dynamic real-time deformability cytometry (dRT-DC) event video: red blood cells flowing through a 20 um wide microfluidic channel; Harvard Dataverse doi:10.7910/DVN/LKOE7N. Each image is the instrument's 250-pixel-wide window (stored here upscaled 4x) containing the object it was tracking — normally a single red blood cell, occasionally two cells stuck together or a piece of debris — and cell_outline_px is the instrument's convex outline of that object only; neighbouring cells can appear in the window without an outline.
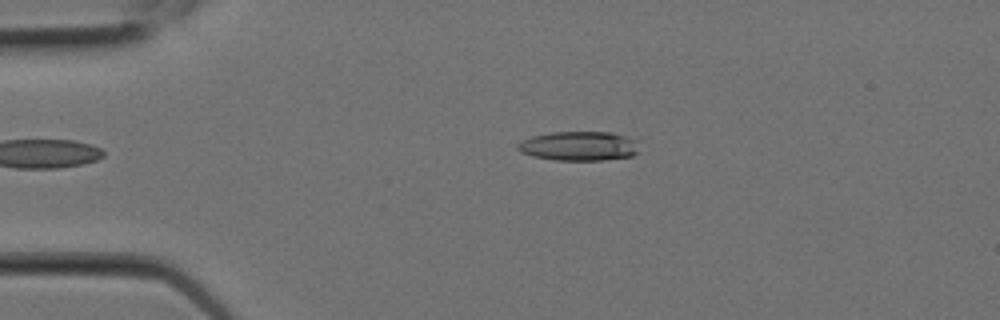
{"species": "Egyptian fruit bat (a non-hibernating species)", "species_latin": "Rousettus aegyptiacus", "temperature_condition": "room temperature", "stored_images_in_passage": 7, "camera_frame_rate_fps": 3000, "um_per_image_px": 0.085, "animal": {"sex": "female"}, "frame": {"image": 1, "passage_image": 3, "time_ms": 0.667, "image_size_px": [1000, 320], "cell_outline_px": [[640, 152], [632, 156], [604, 160], [556, 160], [532, 156], [520, 152], [516, 148], [516, 144], [520, 140], [532, 136], [552, 132], [612, 132], [636, 140]], "centroid_in_image_um": [49.2, 12.41], "position_along_channel_um": 35.8, "area_um2": 20.98}}
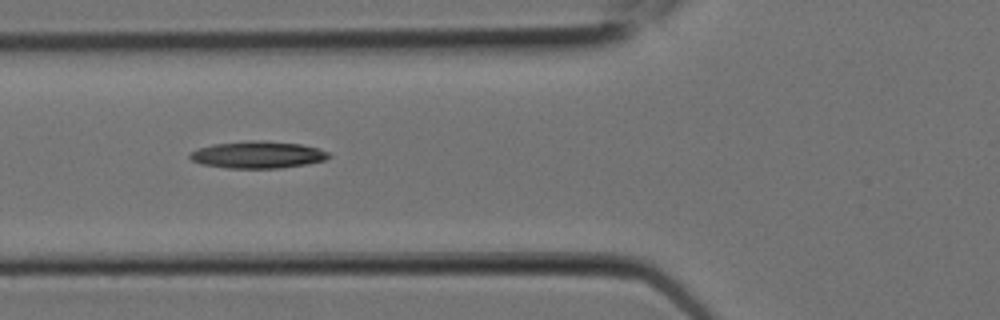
{"frame": {"image": 2, "passage_image": 6, "time_ms": 1.667, "image_size_px": [1000, 320], "cell_outline_px": [[332, 156], [324, 160], [304, 164], [280, 168], [224, 168], [200, 164], [192, 160], [188, 156], [192, 152], [200, 148], [212, 144], [248, 140], [264, 140], [300, 144], [316, 148], [328, 152]], "centroid_in_image_um": [21.88, 13.15], "position_along_channel_um": 103.9, "area_um2": 21.85}}
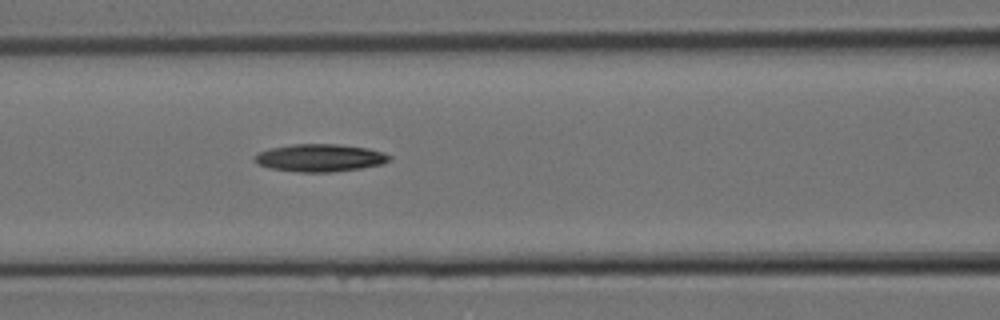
{"frame": {"image": 3, "passage_image": 7, "time_ms": 2.0, "image_size_px": [1000, 320], "cell_outline_px": [[392, 156], [384, 164], [360, 168], [332, 172], [300, 172], [268, 168], [256, 164], [252, 160], [256, 152], [268, 148], [292, 144], [336, 144], [368, 148], [384, 152]], "centroid_in_image_um": [27.13, 13.41], "position_along_channel_um": 139.5, "area_um2": 21.96}}